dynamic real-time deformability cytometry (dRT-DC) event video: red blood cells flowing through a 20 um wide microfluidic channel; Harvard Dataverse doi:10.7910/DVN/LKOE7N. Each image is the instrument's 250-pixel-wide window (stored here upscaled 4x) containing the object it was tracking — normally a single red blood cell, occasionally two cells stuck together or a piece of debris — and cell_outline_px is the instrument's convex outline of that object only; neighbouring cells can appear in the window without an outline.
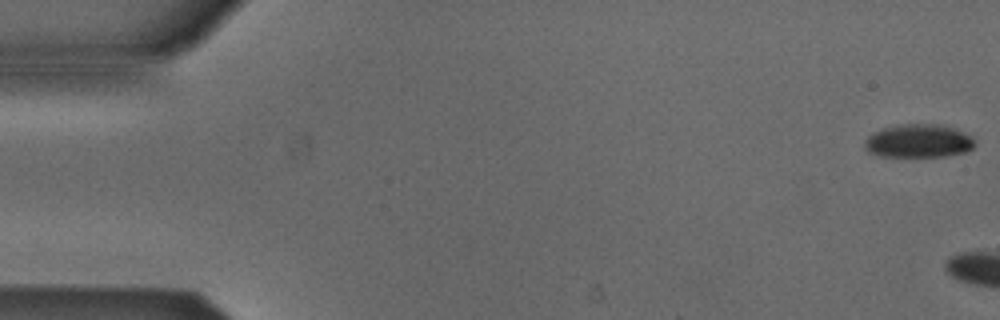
{"species": "Egyptian fruit bat (a non-hibernating species)", "species_latin": "Rousettus aegyptiacus", "temperature_condition": "cold", "stored_images_in_passage": 5, "camera_frame_rate_fps": 3000, "um_per_image_px": 0.085, "animal": {"sex": "male"}, "frame": {"image": 1, "passage_image": 1, "time_ms": 0.0, "image_size_px": [1000, 320], "cell_outline_px": [[976, 144], [972, 148], [964, 152], [944, 156], [880, 156], [868, 152], [864, 148], [864, 144], [868, 136], [872, 132], [884, 128], [900, 124], [936, 124], [952, 128], [968, 136]], "centroid_in_image_um": [78.0, 11.99], "position_along_channel_um": 7.0, "area_um2": 21.04}}